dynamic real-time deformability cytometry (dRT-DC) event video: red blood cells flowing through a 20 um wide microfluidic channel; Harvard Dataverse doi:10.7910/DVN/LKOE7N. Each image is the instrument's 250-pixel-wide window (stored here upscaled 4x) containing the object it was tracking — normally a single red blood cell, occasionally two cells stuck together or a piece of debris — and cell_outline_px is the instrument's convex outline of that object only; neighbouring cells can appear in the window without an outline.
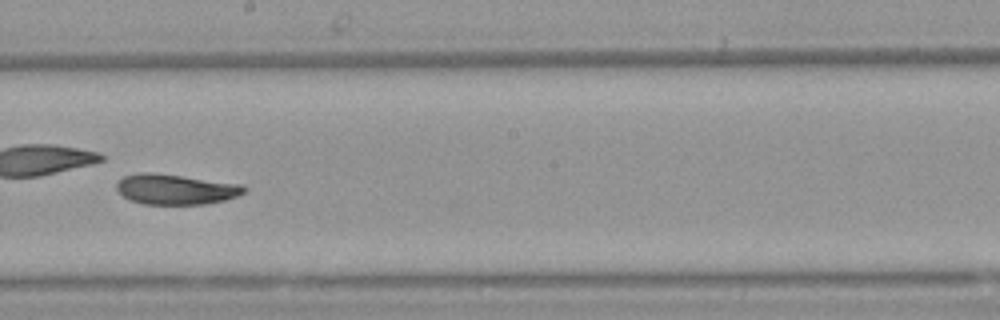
{"species": "Egyptian fruit bat (a non-hibernating species)", "species_latin": "Rousettus aegyptiacus", "temperature_condition": "warm", "stored_images_in_passage": 48, "camera_frame_rate_fps": 3000, "um_per_image_px": 0.085, "animal": {"sex": "female"}, "frame": {"image": 1, "passage_image": 29, "time_ms": 9.333, "image_size_px": [1000, 320], "cell_outline_px": [[248, 188], [244, 192], [236, 196], [224, 200], [204, 204], [144, 204], [132, 200], [124, 196], [116, 188], [116, 184], [124, 176], [140, 172], [152, 172], [240, 184]], "centroid_in_image_um": [14.92, 16.08], "position_along_channel_um": 233.3, "area_um2": 22.2}, "authors_computed_cell_mechanics": {"area_um2": 22.4553, "velocity_mm_per_s": 3.829, "shape_relaxation_time_tau1_ms": 6.2088, "shape_relaxation_time_tau2_ms": 8.9518, "deformation_change_tau1": 0.1506, "deformation_change_tau2": 0.0969}}